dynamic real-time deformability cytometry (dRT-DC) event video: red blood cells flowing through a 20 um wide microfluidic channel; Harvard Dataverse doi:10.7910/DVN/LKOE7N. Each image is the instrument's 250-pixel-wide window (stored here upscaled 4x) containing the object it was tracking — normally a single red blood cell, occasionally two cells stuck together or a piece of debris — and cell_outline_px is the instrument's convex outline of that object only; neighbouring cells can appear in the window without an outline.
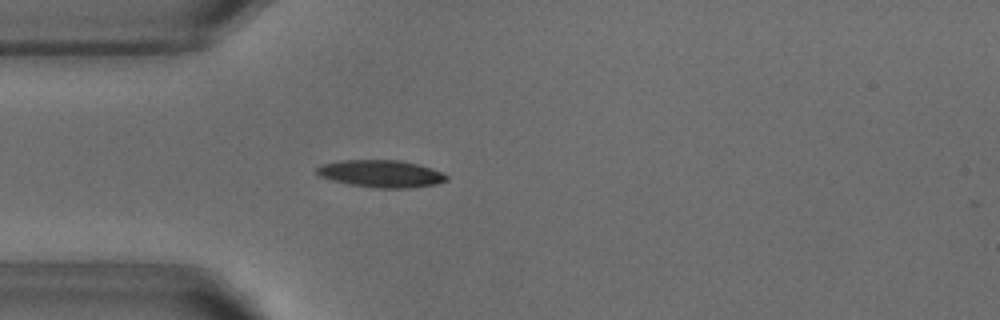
{"species": "common noctule bat (a hibernating species)", "species_latin": "Nyctalus noctula", "temperature_condition": "warm", "stored_images_in_passage": 52, "camera_frame_rate_fps": 3000, "um_per_image_px": 0.085, "animal": {"sex": "male", "body_mass_g": 18.8}, "frame": {"image": 1, "passage_image": 14, "time_ms": 4.333, "image_size_px": [1000, 320], "cell_outline_px": [[448, 180], [436, 184], [408, 188], [372, 188], [348, 184], [332, 180], [320, 176], [316, 172], [316, 168], [320, 164], [344, 160], [400, 160], [420, 164], [432, 168], [448, 176]], "centroid_in_image_um": [32.39, 14.76], "position_along_channel_um": 52.6, "area_um2": 20.75}}
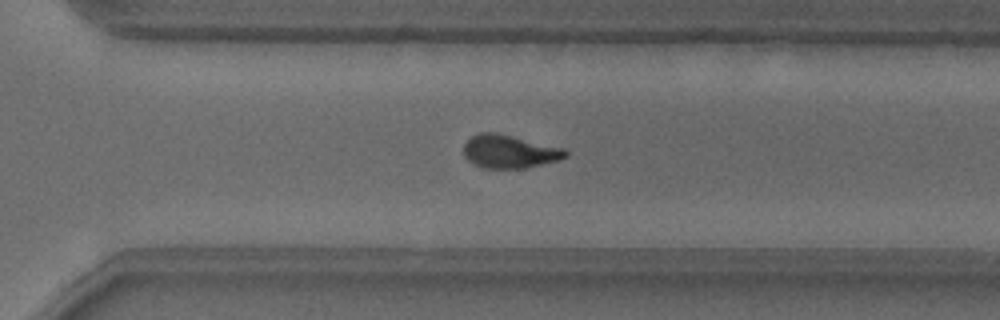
{"frame": {"image": 2, "passage_image": 36, "time_ms": 11.667, "image_size_px": [1000, 320], "cell_outline_px": [[568, 156], [560, 160], [524, 168], [484, 168], [472, 164], [464, 156], [464, 144], [472, 136], [480, 132], [496, 132], [564, 148], [568, 152]], "centroid_in_image_um": [43.3, 12.88], "position_along_channel_um": 327.3, "area_um2": 19.77}}
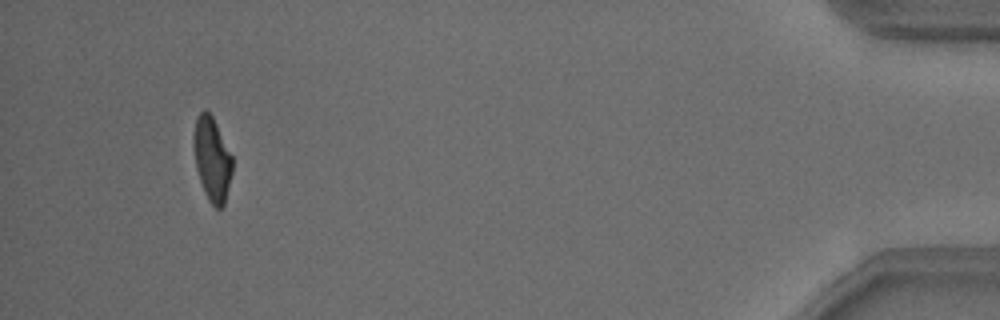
{"frame": {"image": 3, "passage_image": 49, "time_ms": 16.0, "image_size_px": [1000, 320], "cell_outline_px": [[232, 172], [224, 204], [220, 208], [216, 208], [208, 200], [204, 192], [196, 168], [192, 148], [192, 136], [196, 116], [204, 108], [212, 116], [232, 156]], "centroid_in_image_um": [17.98, 13.49], "position_along_channel_um": 417.2, "area_um2": 19.02}, "authors_computed_cell_mechanics": {"area_um2": 19.9121, "velocity_mm_per_s": 3.8152, "shape_relaxation_time_tau1_ms": 4.2425, "shape_relaxation_time_tau2_ms": 2.247, "deformation_change_tau1": 0.1763, "deformation_change_tau2": 0.0981}}